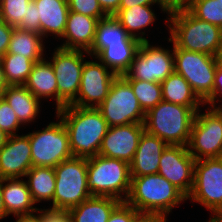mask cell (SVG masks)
Segmentation results:
<instances>
[{
	"label": "cell",
	"mask_w": 222,
	"mask_h": 222,
	"mask_svg": "<svg viewBox=\"0 0 222 222\" xmlns=\"http://www.w3.org/2000/svg\"><path fill=\"white\" fill-rule=\"evenodd\" d=\"M90 58L84 63L79 93L70 105L97 108L108 96L111 85L118 76L96 57Z\"/></svg>",
	"instance_id": "14"
},
{
	"label": "cell",
	"mask_w": 222,
	"mask_h": 222,
	"mask_svg": "<svg viewBox=\"0 0 222 222\" xmlns=\"http://www.w3.org/2000/svg\"><path fill=\"white\" fill-rule=\"evenodd\" d=\"M97 18L69 11L65 31L57 46L64 49L89 51L92 48Z\"/></svg>",
	"instance_id": "18"
},
{
	"label": "cell",
	"mask_w": 222,
	"mask_h": 222,
	"mask_svg": "<svg viewBox=\"0 0 222 222\" xmlns=\"http://www.w3.org/2000/svg\"><path fill=\"white\" fill-rule=\"evenodd\" d=\"M25 128L17 118L16 113L8 102L0 97V129L8 136L17 135L20 129Z\"/></svg>",
	"instance_id": "35"
},
{
	"label": "cell",
	"mask_w": 222,
	"mask_h": 222,
	"mask_svg": "<svg viewBox=\"0 0 222 222\" xmlns=\"http://www.w3.org/2000/svg\"><path fill=\"white\" fill-rule=\"evenodd\" d=\"M14 27L0 18V57L7 53Z\"/></svg>",
	"instance_id": "41"
},
{
	"label": "cell",
	"mask_w": 222,
	"mask_h": 222,
	"mask_svg": "<svg viewBox=\"0 0 222 222\" xmlns=\"http://www.w3.org/2000/svg\"><path fill=\"white\" fill-rule=\"evenodd\" d=\"M56 188L51 208L71 209L92 197L88 187L87 159L73 156L54 168Z\"/></svg>",
	"instance_id": "6"
},
{
	"label": "cell",
	"mask_w": 222,
	"mask_h": 222,
	"mask_svg": "<svg viewBox=\"0 0 222 222\" xmlns=\"http://www.w3.org/2000/svg\"><path fill=\"white\" fill-rule=\"evenodd\" d=\"M40 20V34L46 40L58 41L65 31L69 13L67 0H33Z\"/></svg>",
	"instance_id": "20"
},
{
	"label": "cell",
	"mask_w": 222,
	"mask_h": 222,
	"mask_svg": "<svg viewBox=\"0 0 222 222\" xmlns=\"http://www.w3.org/2000/svg\"><path fill=\"white\" fill-rule=\"evenodd\" d=\"M17 28L40 34V20L33 0L28 4L26 16L22 18V22Z\"/></svg>",
	"instance_id": "38"
},
{
	"label": "cell",
	"mask_w": 222,
	"mask_h": 222,
	"mask_svg": "<svg viewBox=\"0 0 222 222\" xmlns=\"http://www.w3.org/2000/svg\"><path fill=\"white\" fill-rule=\"evenodd\" d=\"M195 162L187 146L167 145L161 154L158 174L188 197L193 188Z\"/></svg>",
	"instance_id": "15"
},
{
	"label": "cell",
	"mask_w": 222,
	"mask_h": 222,
	"mask_svg": "<svg viewBox=\"0 0 222 222\" xmlns=\"http://www.w3.org/2000/svg\"><path fill=\"white\" fill-rule=\"evenodd\" d=\"M186 201L187 197L158 173L131 177L130 192L125 200L140 214L166 218Z\"/></svg>",
	"instance_id": "3"
},
{
	"label": "cell",
	"mask_w": 222,
	"mask_h": 222,
	"mask_svg": "<svg viewBox=\"0 0 222 222\" xmlns=\"http://www.w3.org/2000/svg\"><path fill=\"white\" fill-rule=\"evenodd\" d=\"M153 6H157L161 13L166 16L167 12L160 5H135L131 8L119 9L114 17L131 37L140 42L150 41L145 37L148 35L146 32L150 33V30L147 31V29L154 25L156 20H159Z\"/></svg>",
	"instance_id": "21"
},
{
	"label": "cell",
	"mask_w": 222,
	"mask_h": 222,
	"mask_svg": "<svg viewBox=\"0 0 222 222\" xmlns=\"http://www.w3.org/2000/svg\"><path fill=\"white\" fill-rule=\"evenodd\" d=\"M140 215L133 206L124 201L112 211L107 222H135Z\"/></svg>",
	"instance_id": "37"
},
{
	"label": "cell",
	"mask_w": 222,
	"mask_h": 222,
	"mask_svg": "<svg viewBox=\"0 0 222 222\" xmlns=\"http://www.w3.org/2000/svg\"><path fill=\"white\" fill-rule=\"evenodd\" d=\"M121 203L112 197L92 196L69 209L72 222H107L112 211Z\"/></svg>",
	"instance_id": "25"
},
{
	"label": "cell",
	"mask_w": 222,
	"mask_h": 222,
	"mask_svg": "<svg viewBox=\"0 0 222 222\" xmlns=\"http://www.w3.org/2000/svg\"><path fill=\"white\" fill-rule=\"evenodd\" d=\"M144 130V123H130L109 127L98 155L120 159L130 164Z\"/></svg>",
	"instance_id": "16"
},
{
	"label": "cell",
	"mask_w": 222,
	"mask_h": 222,
	"mask_svg": "<svg viewBox=\"0 0 222 222\" xmlns=\"http://www.w3.org/2000/svg\"><path fill=\"white\" fill-rule=\"evenodd\" d=\"M9 217L3 202V178L0 177V221Z\"/></svg>",
	"instance_id": "47"
},
{
	"label": "cell",
	"mask_w": 222,
	"mask_h": 222,
	"mask_svg": "<svg viewBox=\"0 0 222 222\" xmlns=\"http://www.w3.org/2000/svg\"><path fill=\"white\" fill-rule=\"evenodd\" d=\"M166 147L167 144L161 138L144 130L140 136L134 158L130 163L131 177L157 174L161 154Z\"/></svg>",
	"instance_id": "19"
},
{
	"label": "cell",
	"mask_w": 222,
	"mask_h": 222,
	"mask_svg": "<svg viewBox=\"0 0 222 222\" xmlns=\"http://www.w3.org/2000/svg\"><path fill=\"white\" fill-rule=\"evenodd\" d=\"M2 97L14 110L18 120L25 128L31 123L37 122L36 119L41 117L39 113H41L44 103L24 85L7 86L2 92Z\"/></svg>",
	"instance_id": "23"
},
{
	"label": "cell",
	"mask_w": 222,
	"mask_h": 222,
	"mask_svg": "<svg viewBox=\"0 0 222 222\" xmlns=\"http://www.w3.org/2000/svg\"><path fill=\"white\" fill-rule=\"evenodd\" d=\"M6 87H7V84L4 77L3 66L0 60V97L2 96V92Z\"/></svg>",
	"instance_id": "49"
},
{
	"label": "cell",
	"mask_w": 222,
	"mask_h": 222,
	"mask_svg": "<svg viewBox=\"0 0 222 222\" xmlns=\"http://www.w3.org/2000/svg\"><path fill=\"white\" fill-rule=\"evenodd\" d=\"M43 206L40 210L41 222H72L69 209H56Z\"/></svg>",
	"instance_id": "39"
},
{
	"label": "cell",
	"mask_w": 222,
	"mask_h": 222,
	"mask_svg": "<svg viewBox=\"0 0 222 222\" xmlns=\"http://www.w3.org/2000/svg\"><path fill=\"white\" fill-rule=\"evenodd\" d=\"M135 222H168V218L158 215H144L141 214Z\"/></svg>",
	"instance_id": "46"
},
{
	"label": "cell",
	"mask_w": 222,
	"mask_h": 222,
	"mask_svg": "<svg viewBox=\"0 0 222 222\" xmlns=\"http://www.w3.org/2000/svg\"><path fill=\"white\" fill-rule=\"evenodd\" d=\"M195 115L188 106L162 100L146 113L145 130L167 145L187 146Z\"/></svg>",
	"instance_id": "4"
},
{
	"label": "cell",
	"mask_w": 222,
	"mask_h": 222,
	"mask_svg": "<svg viewBox=\"0 0 222 222\" xmlns=\"http://www.w3.org/2000/svg\"><path fill=\"white\" fill-rule=\"evenodd\" d=\"M8 135L0 129V149L6 144Z\"/></svg>",
	"instance_id": "50"
},
{
	"label": "cell",
	"mask_w": 222,
	"mask_h": 222,
	"mask_svg": "<svg viewBox=\"0 0 222 222\" xmlns=\"http://www.w3.org/2000/svg\"><path fill=\"white\" fill-rule=\"evenodd\" d=\"M158 3L168 15L174 11L187 9L190 4V0H158Z\"/></svg>",
	"instance_id": "42"
},
{
	"label": "cell",
	"mask_w": 222,
	"mask_h": 222,
	"mask_svg": "<svg viewBox=\"0 0 222 222\" xmlns=\"http://www.w3.org/2000/svg\"><path fill=\"white\" fill-rule=\"evenodd\" d=\"M168 43L188 51L216 56L222 44V28L196 18L188 9L169 13L164 19ZM168 28V29H167Z\"/></svg>",
	"instance_id": "2"
},
{
	"label": "cell",
	"mask_w": 222,
	"mask_h": 222,
	"mask_svg": "<svg viewBox=\"0 0 222 222\" xmlns=\"http://www.w3.org/2000/svg\"><path fill=\"white\" fill-rule=\"evenodd\" d=\"M115 43H141L131 37L120 25L114 16H107L98 21L95 32V39L92 48L88 53L95 57L108 44Z\"/></svg>",
	"instance_id": "28"
},
{
	"label": "cell",
	"mask_w": 222,
	"mask_h": 222,
	"mask_svg": "<svg viewBox=\"0 0 222 222\" xmlns=\"http://www.w3.org/2000/svg\"><path fill=\"white\" fill-rule=\"evenodd\" d=\"M88 187L92 196L112 197L124 202L130 192V164L95 155L87 159Z\"/></svg>",
	"instance_id": "5"
},
{
	"label": "cell",
	"mask_w": 222,
	"mask_h": 222,
	"mask_svg": "<svg viewBox=\"0 0 222 222\" xmlns=\"http://www.w3.org/2000/svg\"><path fill=\"white\" fill-rule=\"evenodd\" d=\"M126 80L130 83L134 95L145 113L163 100L161 83L136 79Z\"/></svg>",
	"instance_id": "32"
},
{
	"label": "cell",
	"mask_w": 222,
	"mask_h": 222,
	"mask_svg": "<svg viewBox=\"0 0 222 222\" xmlns=\"http://www.w3.org/2000/svg\"><path fill=\"white\" fill-rule=\"evenodd\" d=\"M174 70L190 84L193 92L204 103L213 92L217 68L216 56L188 51L173 45Z\"/></svg>",
	"instance_id": "10"
},
{
	"label": "cell",
	"mask_w": 222,
	"mask_h": 222,
	"mask_svg": "<svg viewBox=\"0 0 222 222\" xmlns=\"http://www.w3.org/2000/svg\"><path fill=\"white\" fill-rule=\"evenodd\" d=\"M56 81L57 78L54 74L52 65L45 57L41 61L34 63L31 73L29 74L24 86L42 102L45 100H48L49 102H51L50 100H54L55 103H53V105L56 106V112L59 110V95Z\"/></svg>",
	"instance_id": "22"
},
{
	"label": "cell",
	"mask_w": 222,
	"mask_h": 222,
	"mask_svg": "<svg viewBox=\"0 0 222 222\" xmlns=\"http://www.w3.org/2000/svg\"><path fill=\"white\" fill-rule=\"evenodd\" d=\"M187 9L196 18L222 28V3L219 0H190Z\"/></svg>",
	"instance_id": "33"
},
{
	"label": "cell",
	"mask_w": 222,
	"mask_h": 222,
	"mask_svg": "<svg viewBox=\"0 0 222 222\" xmlns=\"http://www.w3.org/2000/svg\"><path fill=\"white\" fill-rule=\"evenodd\" d=\"M209 216L210 222H222V209L212 212Z\"/></svg>",
	"instance_id": "48"
},
{
	"label": "cell",
	"mask_w": 222,
	"mask_h": 222,
	"mask_svg": "<svg viewBox=\"0 0 222 222\" xmlns=\"http://www.w3.org/2000/svg\"><path fill=\"white\" fill-rule=\"evenodd\" d=\"M216 60H217V64L222 66V44H221L220 49L218 50V52L216 54Z\"/></svg>",
	"instance_id": "51"
},
{
	"label": "cell",
	"mask_w": 222,
	"mask_h": 222,
	"mask_svg": "<svg viewBox=\"0 0 222 222\" xmlns=\"http://www.w3.org/2000/svg\"><path fill=\"white\" fill-rule=\"evenodd\" d=\"M54 114L68 132L73 156L88 159L98 155L109 126L97 108L67 105Z\"/></svg>",
	"instance_id": "1"
},
{
	"label": "cell",
	"mask_w": 222,
	"mask_h": 222,
	"mask_svg": "<svg viewBox=\"0 0 222 222\" xmlns=\"http://www.w3.org/2000/svg\"><path fill=\"white\" fill-rule=\"evenodd\" d=\"M97 109L109 127L144 123L146 117L130 83L122 75L114 79L108 96Z\"/></svg>",
	"instance_id": "11"
},
{
	"label": "cell",
	"mask_w": 222,
	"mask_h": 222,
	"mask_svg": "<svg viewBox=\"0 0 222 222\" xmlns=\"http://www.w3.org/2000/svg\"><path fill=\"white\" fill-rule=\"evenodd\" d=\"M208 108L222 107V66L217 65L212 95L204 102Z\"/></svg>",
	"instance_id": "40"
},
{
	"label": "cell",
	"mask_w": 222,
	"mask_h": 222,
	"mask_svg": "<svg viewBox=\"0 0 222 222\" xmlns=\"http://www.w3.org/2000/svg\"><path fill=\"white\" fill-rule=\"evenodd\" d=\"M172 48L155 45L153 42H141L129 70L122 76L125 79H136L162 83L174 70Z\"/></svg>",
	"instance_id": "12"
},
{
	"label": "cell",
	"mask_w": 222,
	"mask_h": 222,
	"mask_svg": "<svg viewBox=\"0 0 222 222\" xmlns=\"http://www.w3.org/2000/svg\"><path fill=\"white\" fill-rule=\"evenodd\" d=\"M46 54L57 78L59 95V109L70 105L77 97L86 57L91 55L87 51L64 49L55 45L53 50ZM86 55V56H85Z\"/></svg>",
	"instance_id": "8"
},
{
	"label": "cell",
	"mask_w": 222,
	"mask_h": 222,
	"mask_svg": "<svg viewBox=\"0 0 222 222\" xmlns=\"http://www.w3.org/2000/svg\"><path fill=\"white\" fill-rule=\"evenodd\" d=\"M47 42L41 34L14 28L7 53L25 56L35 63L46 57Z\"/></svg>",
	"instance_id": "27"
},
{
	"label": "cell",
	"mask_w": 222,
	"mask_h": 222,
	"mask_svg": "<svg viewBox=\"0 0 222 222\" xmlns=\"http://www.w3.org/2000/svg\"><path fill=\"white\" fill-rule=\"evenodd\" d=\"M3 202L8 216L32 213L38 209L24 178H3Z\"/></svg>",
	"instance_id": "24"
},
{
	"label": "cell",
	"mask_w": 222,
	"mask_h": 222,
	"mask_svg": "<svg viewBox=\"0 0 222 222\" xmlns=\"http://www.w3.org/2000/svg\"><path fill=\"white\" fill-rule=\"evenodd\" d=\"M135 5H159L158 0H120L119 9L131 8Z\"/></svg>",
	"instance_id": "44"
},
{
	"label": "cell",
	"mask_w": 222,
	"mask_h": 222,
	"mask_svg": "<svg viewBox=\"0 0 222 222\" xmlns=\"http://www.w3.org/2000/svg\"><path fill=\"white\" fill-rule=\"evenodd\" d=\"M31 168L29 132L9 136L0 149V177L24 178Z\"/></svg>",
	"instance_id": "17"
},
{
	"label": "cell",
	"mask_w": 222,
	"mask_h": 222,
	"mask_svg": "<svg viewBox=\"0 0 222 222\" xmlns=\"http://www.w3.org/2000/svg\"><path fill=\"white\" fill-rule=\"evenodd\" d=\"M141 43L108 44L95 57L118 76L125 74Z\"/></svg>",
	"instance_id": "29"
},
{
	"label": "cell",
	"mask_w": 222,
	"mask_h": 222,
	"mask_svg": "<svg viewBox=\"0 0 222 222\" xmlns=\"http://www.w3.org/2000/svg\"><path fill=\"white\" fill-rule=\"evenodd\" d=\"M35 204L53 201L56 188L55 171L52 167H32L24 176Z\"/></svg>",
	"instance_id": "30"
},
{
	"label": "cell",
	"mask_w": 222,
	"mask_h": 222,
	"mask_svg": "<svg viewBox=\"0 0 222 222\" xmlns=\"http://www.w3.org/2000/svg\"><path fill=\"white\" fill-rule=\"evenodd\" d=\"M187 149L196 161L222 157V111L219 108L203 106L196 112Z\"/></svg>",
	"instance_id": "9"
},
{
	"label": "cell",
	"mask_w": 222,
	"mask_h": 222,
	"mask_svg": "<svg viewBox=\"0 0 222 222\" xmlns=\"http://www.w3.org/2000/svg\"><path fill=\"white\" fill-rule=\"evenodd\" d=\"M31 0H1L0 18L8 25L17 28L26 16L27 6Z\"/></svg>",
	"instance_id": "34"
},
{
	"label": "cell",
	"mask_w": 222,
	"mask_h": 222,
	"mask_svg": "<svg viewBox=\"0 0 222 222\" xmlns=\"http://www.w3.org/2000/svg\"><path fill=\"white\" fill-rule=\"evenodd\" d=\"M12 217L16 218L15 222H41L39 209H37L35 212L32 213L19 214Z\"/></svg>",
	"instance_id": "45"
},
{
	"label": "cell",
	"mask_w": 222,
	"mask_h": 222,
	"mask_svg": "<svg viewBox=\"0 0 222 222\" xmlns=\"http://www.w3.org/2000/svg\"><path fill=\"white\" fill-rule=\"evenodd\" d=\"M70 11L84 14L101 20L107 15L102 10L98 0H67Z\"/></svg>",
	"instance_id": "36"
},
{
	"label": "cell",
	"mask_w": 222,
	"mask_h": 222,
	"mask_svg": "<svg viewBox=\"0 0 222 222\" xmlns=\"http://www.w3.org/2000/svg\"><path fill=\"white\" fill-rule=\"evenodd\" d=\"M190 203L198 204L210 213L222 209V157L197 160L194 182L187 197Z\"/></svg>",
	"instance_id": "13"
},
{
	"label": "cell",
	"mask_w": 222,
	"mask_h": 222,
	"mask_svg": "<svg viewBox=\"0 0 222 222\" xmlns=\"http://www.w3.org/2000/svg\"><path fill=\"white\" fill-rule=\"evenodd\" d=\"M161 86L163 101L188 106L195 112L204 106L186 79L175 71L165 78Z\"/></svg>",
	"instance_id": "26"
},
{
	"label": "cell",
	"mask_w": 222,
	"mask_h": 222,
	"mask_svg": "<svg viewBox=\"0 0 222 222\" xmlns=\"http://www.w3.org/2000/svg\"><path fill=\"white\" fill-rule=\"evenodd\" d=\"M42 130L29 132L32 167L55 168L64 160L73 157L69 146V135L62 120L55 115Z\"/></svg>",
	"instance_id": "7"
},
{
	"label": "cell",
	"mask_w": 222,
	"mask_h": 222,
	"mask_svg": "<svg viewBox=\"0 0 222 222\" xmlns=\"http://www.w3.org/2000/svg\"><path fill=\"white\" fill-rule=\"evenodd\" d=\"M7 86L24 85L34 62L25 56L6 53L0 57Z\"/></svg>",
	"instance_id": "31"
},
{
	"label": "cell",
	"mask_w": 222,
	"mask_h": 222,
	"mask_svg": "<svg viewBox=\"0 0 222 222\" xmlns=\"http://www.w3.org/2000/svg\"><path fill=\"white\" fill-rule=\"evenodd\" d=\"M98 2L107 16H114L120 7V0H98Z\"/></svg>",
	"instance_id": "43"
}]
</instances>
